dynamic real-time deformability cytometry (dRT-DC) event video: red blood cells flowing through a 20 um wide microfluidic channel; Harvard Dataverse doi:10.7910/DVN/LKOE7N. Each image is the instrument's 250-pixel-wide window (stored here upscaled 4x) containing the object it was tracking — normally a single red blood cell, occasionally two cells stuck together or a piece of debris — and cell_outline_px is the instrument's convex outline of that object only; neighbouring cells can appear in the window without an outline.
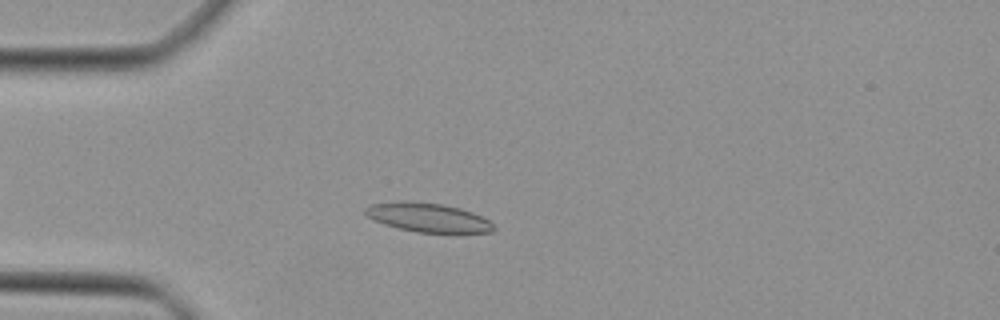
{"species": "Egyptian fruit bat (a non-hibernating species)", "species_latin": "Rousettus aegyptiacus", "temperature_condition": "cold", "stored_images_in_passage": 39, "camera_frame_rate_fps": 3000, "um_per_image_px": 0.085, "animal": {"sex": "female"}, "frame": {"image": 1, "passage_image": 8, "time_ms": 2.333, "image_size_px": [1000, 320], "cell_outline_px": [[496, 228], [492, 232], [416, 232], [384, 224], [368, 216], [364, 212], [364, 208], [372, 204], [444, 204], [460, 208], [472, 212], [488, 220]], "centroid_in_image_um": [36.46, 18.53], "position_along_channel_um": 48.5, "area_um2": 20.4}}
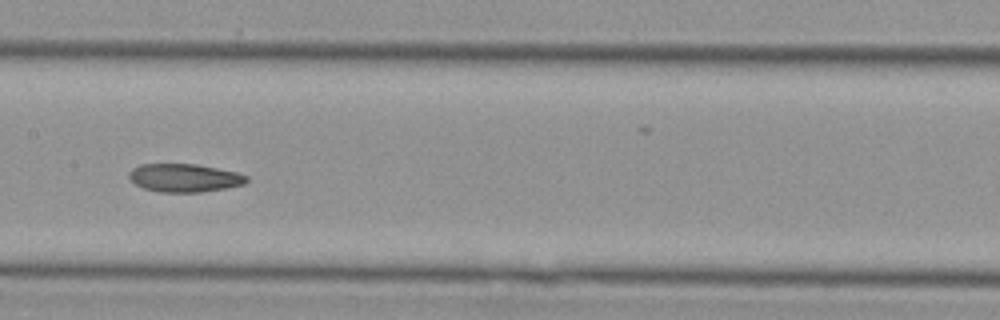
{"frame": {"image": 2, "passage_image": 19, "time_ms": 6.0, "image_size_px": [1000, 320], "cell_outline_px": [[248, 180], [244, 184], [228, 188], [200, 192], [160, 192], [144, 188], [136, 184], [128, 176], [128, 172], [132, 168], [140, 164], [196, 164], [236, 172], [248, 176]], "centroid_in_image_um": [15.68, 15.12], "position_along_channel_um": 191.7, "area_um2": 19.31}}
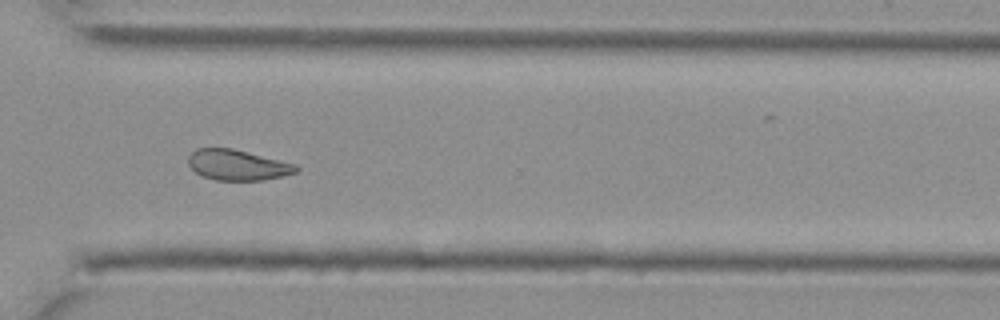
{"frame": {"image": 3, "passage_image": 30, "time_ms": 9.667, "image_size_px": [1000, 320], "cell_outline_px": [[300, 168], [296, 172], [284, 176], [264, 180], [216, 180], [200, 176], [188, 164], [188, 156], [196, 148], [232, 148], [296, 164]], "centroid_in_image_um": [20.19, 14.03], "position_along_channel_um": 350.4, "area_um2": 19.25}}